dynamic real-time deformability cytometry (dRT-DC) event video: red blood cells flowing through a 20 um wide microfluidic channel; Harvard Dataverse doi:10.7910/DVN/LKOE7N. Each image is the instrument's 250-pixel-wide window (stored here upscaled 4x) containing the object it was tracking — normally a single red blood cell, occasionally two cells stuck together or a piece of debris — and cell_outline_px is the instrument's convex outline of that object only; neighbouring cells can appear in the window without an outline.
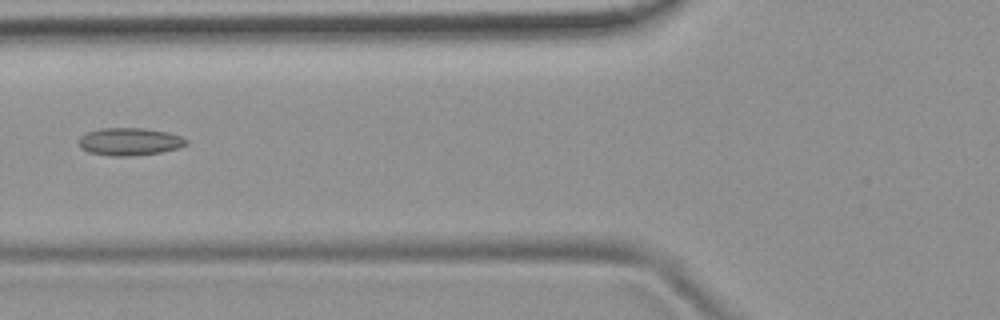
{"species": "common noctule bat (a hibernating species)", "species_latin": "Nyctalus noctula", "temperature_condition": "room temperature", "stored_images_in_passage": 3, "camera_frame_rate_fps": 3000, "um_per_image_px": 0.085, "animal": {"sex": "female", "body_mass_g": 19.9}, "frame": {"image": 1, "passage_image": 2, "time_ms": 1.333, "image_size_px": [1000, 320], "cell_outline_px": [[188, 144], [176, 148], [160, 152], [132, 156], [112, 156], [88, 152], [80, 148], [80, 136], [88, 132], [100, 128], [144, 128], [168, 132], [180, 136], [188, 140]], "centroid_in_image_um": [11.01, 12.03], "position_along_channel_um": 114.8, "area_um2": 17.22}}
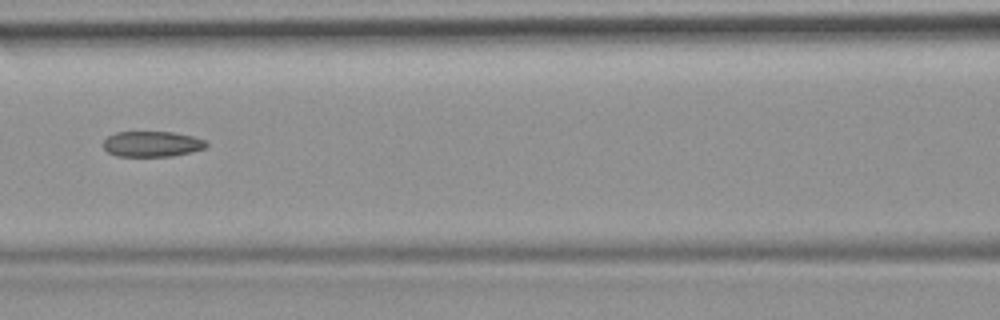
{"frame": {"image": 2, "passage_image": 3, "time_ms": 2.333, "image_size_px": [1000, 320], "cell_outline_px": [[208, 144], [204, 148], [192, 152], [172, 156], [116, 156], [108, 152], [104, 148], [104, 140], [108, 136], [116, 132], [172, 132], [192, 136], [204, 140]], "centroid_in_image_um": [12.91, 12.24], "position_along_channel_um": 153.7, "area_um2": 15.26}}